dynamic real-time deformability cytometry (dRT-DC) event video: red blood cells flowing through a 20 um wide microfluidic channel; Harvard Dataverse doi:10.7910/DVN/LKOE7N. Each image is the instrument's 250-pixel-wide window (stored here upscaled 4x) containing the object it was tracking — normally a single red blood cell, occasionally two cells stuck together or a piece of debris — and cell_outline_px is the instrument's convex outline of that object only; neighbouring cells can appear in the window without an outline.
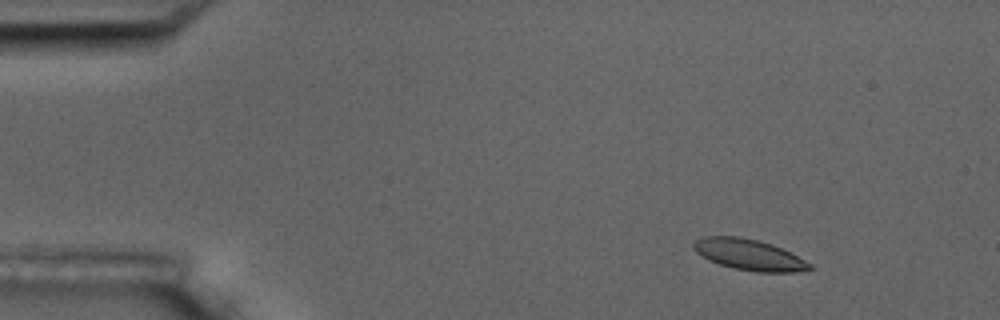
{"species": "common noctule bat (a hibernating species)", "species_latin": "Nyctalus noctula", "temperature_condition": "room temperature", "stored_images_in_passage": 4, "camera_frame_rate_fps": 3000, "um_per_image_px": 0.085, "animal": {"sex": "male", "body_mass_g": 17.5, "forearm_length_mm": 52.3}, "frame": {"image": 1, "passage_image": 1, "time_ms": 0.0, "image_size_px": [1000, 320], "cell_outline_px": [[812, 268], [796, 272], [756, 272], [732, 268], [708, 260], [696, 252], [692, 248], [692, 244], [696, 240], [704, 236], [740, 236], [772, 244], [812, 264]], "centroid_in_image_um": [63.62, 21.65], "position_along_channel_um": 21.4, "area_um2": 20.81}}
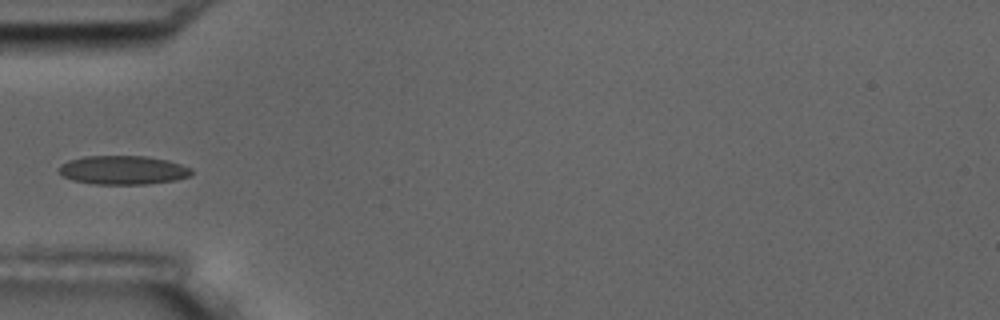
{"frame": {"image": 2, "passage_image": 4, "time_ms": 4.0, "image_size_px": [1000, 320], "cell_outline_px": [[192, 172], [188, 176], [176, 180], [148, 184], [96, 184], [72, 180], [56, 172], [56, 168], [60, 164], [68, 160], [84, 156], [144, 156], [168, 160], [192, 168]], "centroid_in_image_um": [10.4, 14.45], "position_along_channel_um": 74.6, "area_um2": 22.43}}